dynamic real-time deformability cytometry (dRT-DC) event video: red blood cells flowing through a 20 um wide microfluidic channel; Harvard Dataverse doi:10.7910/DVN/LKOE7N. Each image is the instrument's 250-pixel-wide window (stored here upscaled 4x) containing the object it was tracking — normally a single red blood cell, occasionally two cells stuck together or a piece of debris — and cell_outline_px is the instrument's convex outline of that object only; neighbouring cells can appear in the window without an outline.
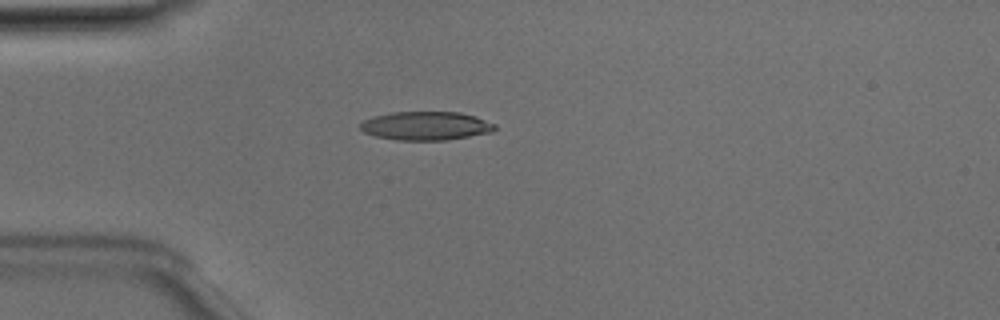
{"species": "Egyptian fruit bat (a non-hibernating species)", "species_latin": "Rousettus aegyptiacus", "temperature_condition": "room temperature", "stored_images_in_passage": 3, "camera_frame_rate_fps": 3000, "um_per_image_px": 0.085, "animal": {"sex": "male"}, "frame": {"image": 1, "passage_image": 3, "time_ms": 0.667, "image_size_px": [1000, 320], "cell_outline_px": [[496, 128], [492, 132], [448, 140], [396, 140], [376, 136], [364, 132], [360, 128], [360, 124], [364, 120], [372, 116], [392, 112], [460, 112], [476, 116], [496, 124]], "centroid_in_image_um": [36.22, 10.69], "position_along_channel_um": 48.8, "area_um2": 22.54}}